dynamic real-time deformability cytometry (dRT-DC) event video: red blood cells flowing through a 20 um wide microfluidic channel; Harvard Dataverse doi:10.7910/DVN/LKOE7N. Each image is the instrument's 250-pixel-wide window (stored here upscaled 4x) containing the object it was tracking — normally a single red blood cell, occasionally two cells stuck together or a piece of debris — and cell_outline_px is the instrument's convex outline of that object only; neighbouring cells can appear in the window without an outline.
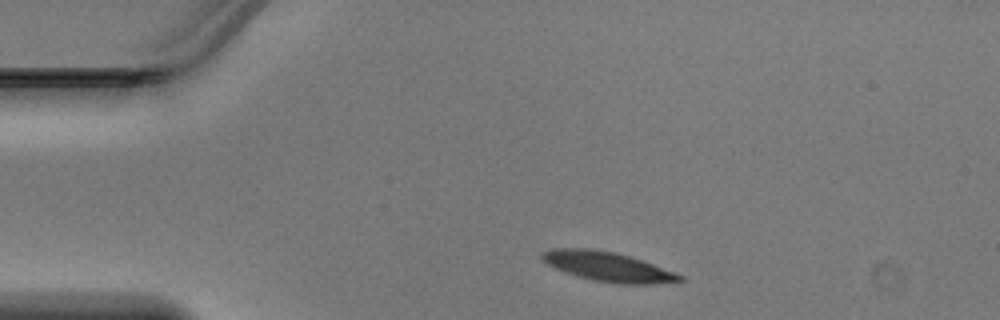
{"species": "Egyptian fruit bat (a non-hibernating species)", "species_latin": "Rousettus aegyptiacus", "temperature_condition": "warm", "stored_images_in_passage": 39, "camera_frame_rate_fps": 3000, "um_per_image_px": 0.085, "animal": {"sex": "male"}, "frame": {"image": 1, "passage_image": 1, "time_ms": 0.0, "image_size_px": [1000, 320], "cell_outline_px": [[684, 280], [652, 284], [616, 284], [592, 280], [556, 268], [548, 264], [540, 256], [544, 252], [552, 248], [584, 248], [612, 252], [628, 256], [652, 264], [684, 276]], "centroid_in_image_um": [51.67, 22.67], "position_along_channel_um": 33.3, "area_um2": 23.06}}
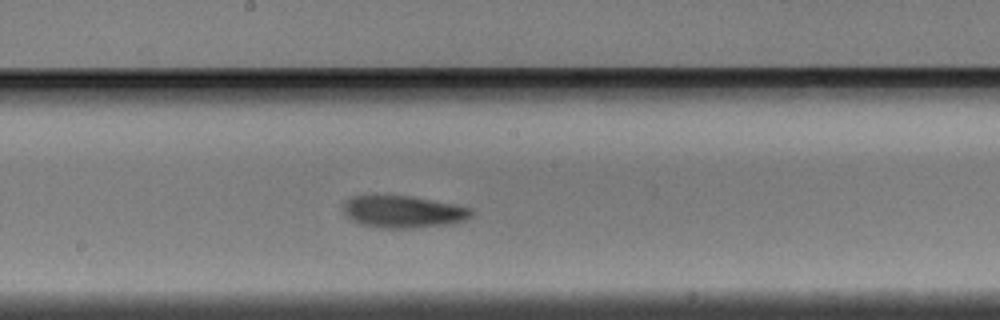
{"frame": {"image": 2, "passage_image": 17, "time_ms": 5.333, "image_size_px": [1000, 320], "cell_outline_px": [[472, 216], [464, 220], [448, 224], [412, 228], [380, 228], [360, 224], [352, 220], [344, 212], [344, 204], [352, 196], [412, 196], [456, 204], [472, 208]], "centroid_in_image_um": [34.31, 18.0], "position_along_channel_um": 213.9, "area_um2": 23.81}}
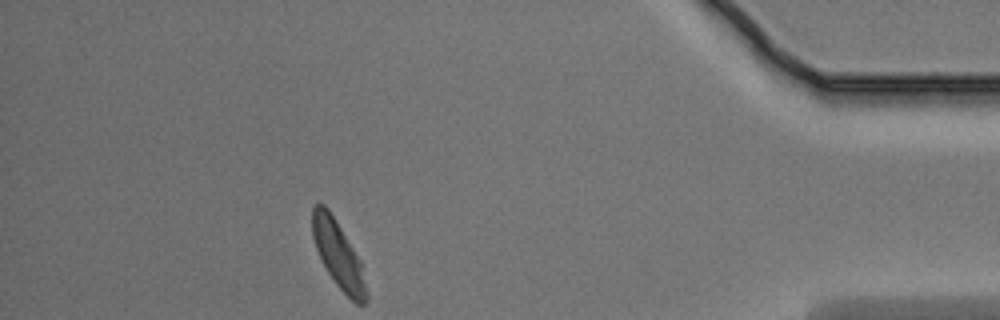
{"frame": {"image": 3, "passage_image": 34, "time_ms": 11.0, "image_size_px": [1000, 320], "cell_outline_px": [[368, 300], [364, 304], [356, 304], [336, 284], [328, 272], [316, 248], [312, 236], [312, 208], [316, 204], [324, 204], [328, 208], [360, 260], [368, 292]], "centroid_in_image_um": [28.76, 21.67], "position_along_channel_um": 406.4, "area_um2": 20.63}}